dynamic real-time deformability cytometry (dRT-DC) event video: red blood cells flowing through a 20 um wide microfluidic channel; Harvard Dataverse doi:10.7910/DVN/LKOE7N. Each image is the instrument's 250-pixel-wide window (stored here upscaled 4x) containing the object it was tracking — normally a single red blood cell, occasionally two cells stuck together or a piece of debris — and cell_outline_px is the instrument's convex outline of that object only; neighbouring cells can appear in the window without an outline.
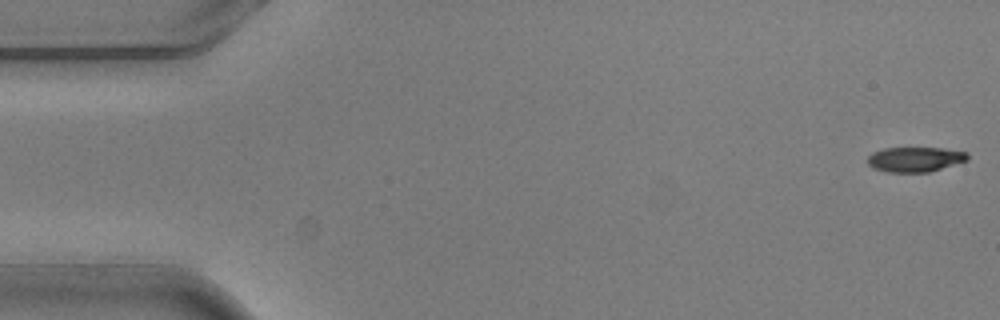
{"species": "common noctule bat (a hibernating species)", "species_latin": "Nyctalus noctula", "temperature_condition": "warm", "stored_images_in_passage": 5, "camera_frame_rate_fps": 3000, "um_per_image_px": 0.085, "animal": {"sex": "male", "body_mass_g": 20.5, "forearm_length_mm": 52.5}, "frame": {"image": 1, "passage_image": 1, "time_ms": 0.0, "image_size_px": [1000, 320], "cell_outline_px": [[968, 160], [928, 172], [888, 172], [872, 168], [868, 164], [868, 156], [872, 152], [884, 148], [944, 148], [968, 152]], "centroid_in_image_um": [77.77, 13.54], "position_along_channel_um": 7.2, "area_um2": 14.51}}
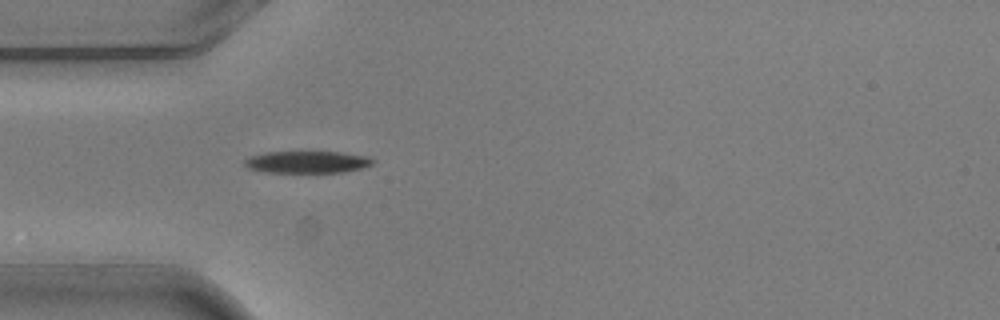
{"frame": {"image": 2, "passage_image": 5, "time_ms": 1.333, "image_size_px": [1000, 320], "cell_outline_px": [[376, 160], [372, 164], [360, 168], [344, 172], [264, 172], [248, 168], [244, 164], [244, 160], [252, 156], [268, 152], [340, 152], [368, 156]], "centroid_in_image_um": [26.13, 13.77], "position_along_channel_um": 58.9, "area_um2": 16.3}}